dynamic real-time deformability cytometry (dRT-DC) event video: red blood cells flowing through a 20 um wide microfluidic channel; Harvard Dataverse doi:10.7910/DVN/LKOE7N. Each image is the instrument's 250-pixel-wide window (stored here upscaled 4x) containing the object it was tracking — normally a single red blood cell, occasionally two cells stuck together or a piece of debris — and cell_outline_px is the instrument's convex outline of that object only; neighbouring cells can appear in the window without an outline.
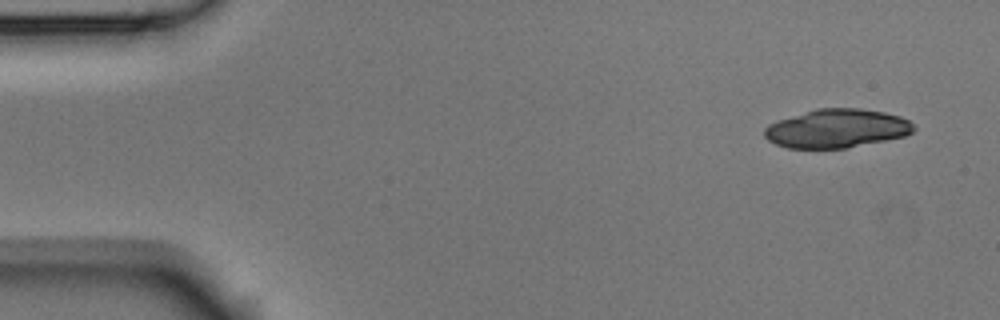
{"species": "Egyptian fruit bat (a non-hibernating species)", "species_latin": "Rousettus aegyptiacus", "temperature_condition": "room temperature", "stored_images_in_passage": 4, "camera_frame_rate_fps": 3000, "um_per_image_px": 0.085, "animal": {"sex": "male"}, "frame": {"image": 1, "passage_image": 1, "time_ms": 0.0, "image_size_px": [1000, 320], "cell_outline_px": [[916, 128], [912, 132], [904, 136], [844, 148], [788, 148], [776, 144], [768, 140], [764, 136], [764, 128], [768, 124], [776, 120], [816, 108], [860, 108], [884, 112], [900, 116], [908, 120]], "centroid_in_image_um": [71.09, 10.91], "position_along_channel_um": 13.9, "area_um2": 33.58}}